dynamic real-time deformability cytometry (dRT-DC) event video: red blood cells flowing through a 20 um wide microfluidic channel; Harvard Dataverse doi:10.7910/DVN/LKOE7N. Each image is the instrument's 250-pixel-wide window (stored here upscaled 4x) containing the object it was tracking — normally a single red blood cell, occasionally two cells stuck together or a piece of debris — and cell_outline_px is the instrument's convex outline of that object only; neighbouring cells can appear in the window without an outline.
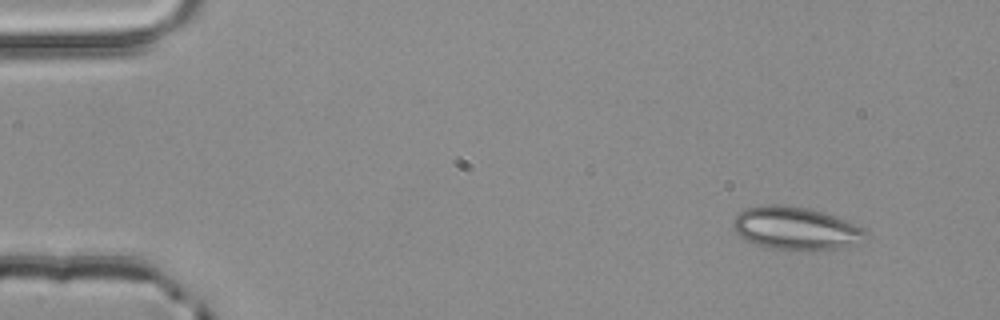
{"species": "common noctule bat (a hibernating species)", "species_latin": "Nyctalus noctula", "temperature_condition": "room temperature", "stored_images_in_passage": 3, "camera_frame_rate_fps": 3000, "um_per_image_px": 0.085, "animal": {"sex": "male", "body_mass_g": 20.4}, "frame": {"image": 1, "passage_image": 1, "time_ms": 0.0, "image_size_px": [1000, 320], "cell_outline_px": [[868, 232], [860, 244], [840, 248], [808, 252], [768, 248], [756, 244], [740, 236], [736, 232], [732, 224], [736, 216], [740, 212], [748, 208], [764, 204], [784, 204], [808, 208], [824, 212], [864, 228]], "centroid_in_image_um": [67.67, 19.43], "position_along_channel_um": 17.3, "area_um2": 33.58}}